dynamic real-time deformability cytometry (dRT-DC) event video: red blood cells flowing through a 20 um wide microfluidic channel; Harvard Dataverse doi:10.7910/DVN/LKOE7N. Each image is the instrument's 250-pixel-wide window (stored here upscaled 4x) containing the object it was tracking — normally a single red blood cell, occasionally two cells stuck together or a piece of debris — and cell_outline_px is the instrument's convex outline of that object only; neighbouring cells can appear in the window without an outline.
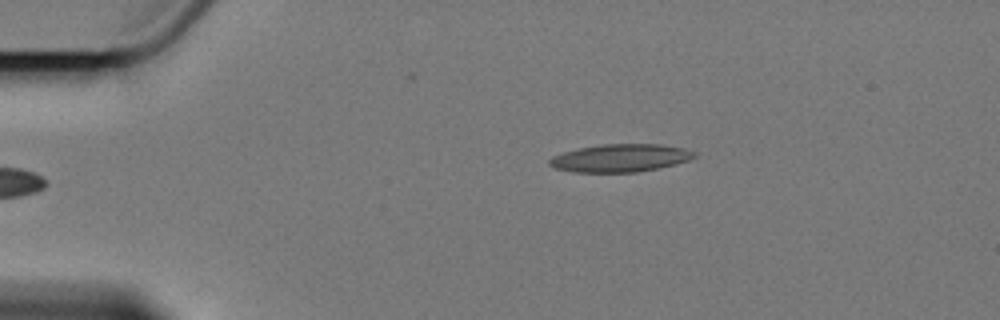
{"species": "Egyptian fruit bat (a non-hibernating species)", "species_latin": "Rousettus aegyptiacus", "temperature_condition": "cold", "stored_images_in_passage": 4, "camera_frame_rate_fps": 3000, "um_per_image_px": 0.085, "animal": {"sex": "female"}, "frame": {"image": 1, "passage_image": 4, "time_ms": 6.667, "image_size_px": [1000, 320], "cell_outline_px": [[696, 156], [688, 160], [676, 164], [660, 168], [636, 172], [572, 172], [552, 168], [548, 164], [548, 160], [552, 156], [564, 152], [580, 148], [600, 144], [660, 144], [684, 148], [696, 152]], "centroid_in_image_um": [52.71, 13.43], "position_along_channel_um": 32.3, "area_um2": 23.64}}